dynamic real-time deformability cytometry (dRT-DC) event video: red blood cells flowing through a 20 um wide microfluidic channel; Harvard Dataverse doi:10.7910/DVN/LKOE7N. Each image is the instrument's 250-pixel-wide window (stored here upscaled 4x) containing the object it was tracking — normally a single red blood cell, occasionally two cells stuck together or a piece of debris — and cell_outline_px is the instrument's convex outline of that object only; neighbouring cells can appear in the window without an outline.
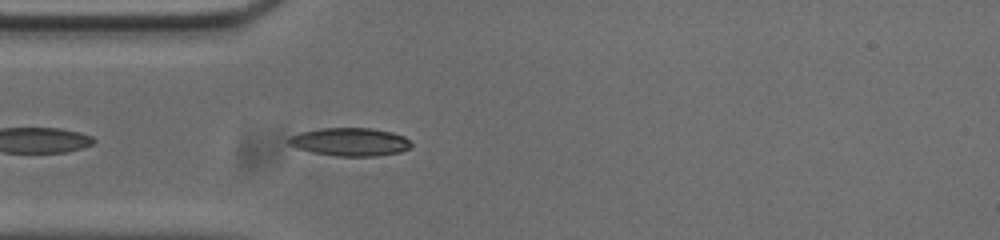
{"species": "common noctule bat (a hibernating species)", "species_latin": "Nyctalus noctula", "temperature_condition": "cold", "stored_images_in_passage": 42, "camera_frame_rate_fps": 3000, "um_per_image_px": 0.085, "animal": {"sex": "male", "body_mass_g": 20.0, "forearm_length_mm": 53.3}, "frame": {"image": 1, "passage_image": 3, "time_ms": 0.667, "image_size_px": [1000, 240], "cell_outline_px": [[412, 144], [408, 148], [400, 152], [376, 156], [336, 156], [312, 152], [296, 148], [288, 144], [288, 136], [300, 132], [320, 128], [372, 128], [392, 132], [404, 136]], "centroid_in_image_um": [29.72, 12.05], "position_along_channel_um": 55.3, "area_um2": 20.17}}
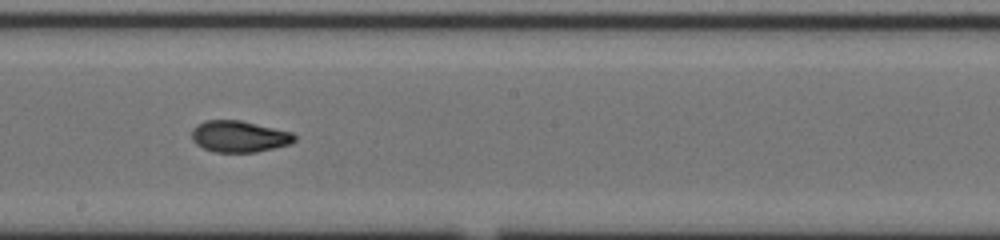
{"frame": {"image": 2, "passage_image": 17, "time_ms": 5.333, "image_size_px": [1000, 240], "cell_outline_px": [[296, 140], [288, 144], [256, 152], [216, 152], [204, 148], [196, 144], [192, 140], [192, 128], [196, 124], [208, 120], [240, 120], [292, 132], [296, 136]], "centroid_in_image_um": [20.31, 11.59], "position_along_channel_um": 227.9, "area_um2": 18.73}}
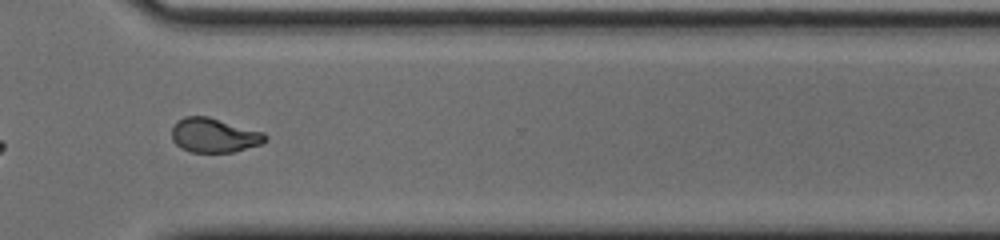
{"frame": {"image": 3, "passage_image": 27, "time_ms": 8.667, "image_size_px": [1000, 240], "cell_outline_px": [[268, 140], [260, 144], [232, 152], [192, 152], [180, 148], [172, 140], [172, 128], [176, 120], [184, 116], [208, 116], [264, 132], [268, 136]], "centroid_in_image_um": [18.19, 11.49], "position_along_channel_um": 352.4, "area_um2": 18.84}, "authors_computed_cell_mechanics": {"area_um2": 18.9295, "velocity_mm_per_s": 3.7291, "shape_relaxation_time_tau1_ms": 6.0148, "shape_relaxation_time_tau2_ms": 2.556, "deformation_change_tau1": 0.2179, "deformation_change_tau2": 0.0816}}